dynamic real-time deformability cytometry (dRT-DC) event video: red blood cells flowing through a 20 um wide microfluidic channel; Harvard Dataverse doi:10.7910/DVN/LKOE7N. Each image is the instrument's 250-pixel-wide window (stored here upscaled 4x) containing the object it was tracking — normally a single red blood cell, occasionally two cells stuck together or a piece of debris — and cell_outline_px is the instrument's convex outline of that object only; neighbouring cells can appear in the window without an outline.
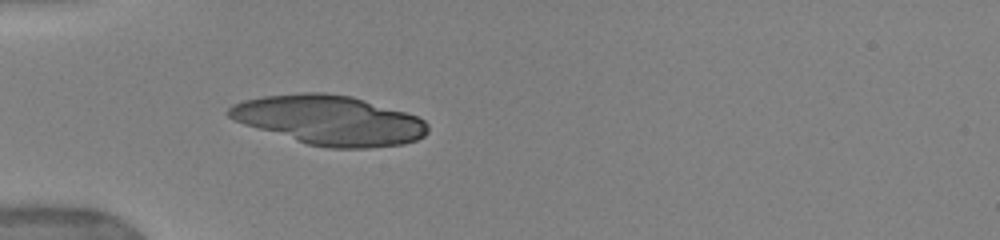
{"species": "human", "species_latin": "Homo sapiens", "temperature_condition": "warm", "stored_images_in_passage": 1, "camera_frame_rate_fps": 3000, "um_per_image_px": 0.085, "donor": {"sex": "female"}, "frame": {"image": 1, "passage_image": 1, "time_ms": 0.0, "image_size_px": [1000, 240], "cell_outline_px": [[428, 132], [424, 136], [416, 140], [404, 144], [368, 148], [328, 148], [308, 144], [244, 124], [228, 116], [224, 112], [232, 104], [244, 100], [264, 96], [300, 92], [324, 92], [352, 96], [404, 112], [416, 116], [424, 120], [428, 124]], "centroid_in_image_um": [28.0, 10.21], "position_along_channel_um": 57.0, "area_um2": 57.16}}